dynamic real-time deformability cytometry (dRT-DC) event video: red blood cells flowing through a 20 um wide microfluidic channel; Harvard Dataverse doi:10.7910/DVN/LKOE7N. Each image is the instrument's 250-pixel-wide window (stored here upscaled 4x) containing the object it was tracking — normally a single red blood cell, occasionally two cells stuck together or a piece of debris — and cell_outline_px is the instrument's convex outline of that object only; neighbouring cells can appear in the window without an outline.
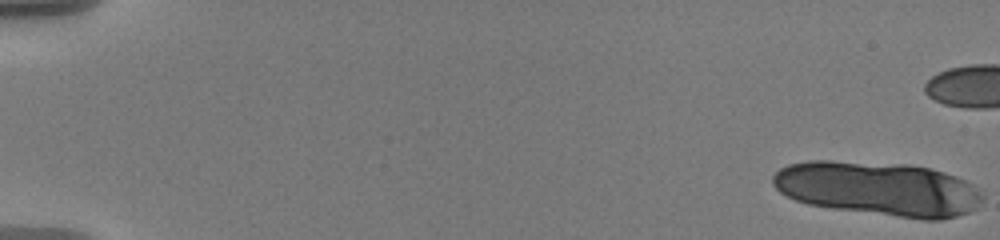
{"species": "human", "species_latin": "Homo sapiens", "temperature_condition": "warm", "stored_images_in_passage": 23, "camera_frame_rate_fps": 3000, "um_per_image_px": 0.085, "donor": {"sex": "male"}, "frame": {"image": 1, "passage_image": 1, "time_ms": 0.0, "image_size_px": [1000, 240], "cell_outline_px": [[984, 200], [972, 212], [940, 220], [924, 220], [832, 208], [808, 204], [796, 200], [780, 192], [772, 184], [772, 176], [780, 168], [788, 164], [808, 160], [832, 160], [908, 164], [928, 168], [944, 172], [956, 176], [972, 184], [984, 196]], "centroid_in_image_um": [74.67, 16.03], "position_along_channel_um": 10.3, "area_um2": 66.59}}
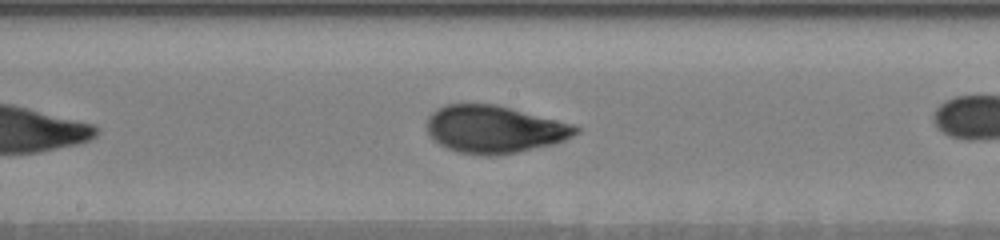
{"frame": {"image": 2, "passage_image": 14, "time_ms": 11.0, "image_size_px": [1000, 240], "cell_outline_px": [[580, 132], [556, 144], [516, 152], [484, 156], [460, 152], [448, 148], [440, 144], [428, 132], [424, 124], [428, 116], [436, 108], [448, 104], [496, 104], [572, 124], [580, 128]], "centroid_in_image_um": [42.01, 10.98], "position_along_channel_um": 206.2, "area_um2": 41.04}}
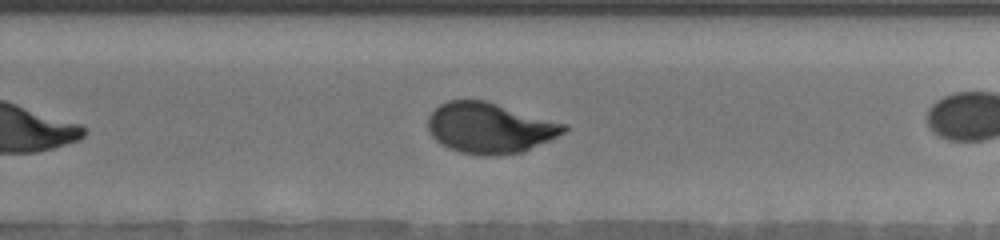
{"frame": {"image": 3, "passage_image": 17, "time_ms": 13.333, "image_size_px": [1000, 240], "cell_outline_px": [[568, 128], [564, 132], [524, 152], [496, 156], [480, 156], [460, 152], [448, 148], [440, 144], [432, 136], [428, 128], [428, 116], [440, 104], [448, 100], [484, 100], [568, 124]], "centroid_in_image_um": [41.62, 10.89], "position_along_channel_um": 288.2, "area_um2": 40.17}, "authors_computed_cell_mechanics": {"area_um2": 41.3848, "velocity_mm_per_s": 3.5201, "shape_relaxation_time_tau1_ms": 2.6379, "shape_relaxation_time_tau2_ms": 0.8528, "deformation_change_tau1": 0.1287, "deformation_change_tau2": 0.0565}}